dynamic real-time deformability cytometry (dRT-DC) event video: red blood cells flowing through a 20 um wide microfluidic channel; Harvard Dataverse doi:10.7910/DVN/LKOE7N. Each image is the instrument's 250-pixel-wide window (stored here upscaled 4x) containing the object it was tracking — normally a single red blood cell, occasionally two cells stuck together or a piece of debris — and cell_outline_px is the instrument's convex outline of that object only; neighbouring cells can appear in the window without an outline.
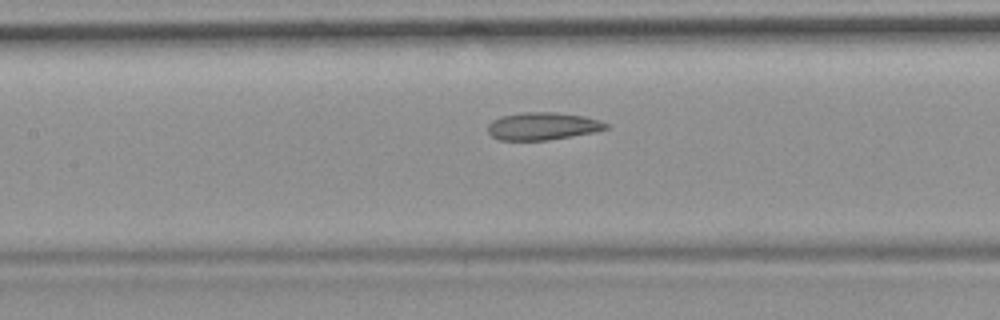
{"species": "common noctule bat (a hibernating species)", "species_latin": "Nyctalus noctula", "temperature_condition": "room temperature", "stored_images_in_passage": 52, "camera_frame_rate_fps": 3000, "um_per_image_px": 0.085, "animal": {"sex": "female", "body_mass_g": 19.9}, "frame": {"image": 1, "passage_image": 23, "time_ms": 7.333, "image_size_px": [1000, 320], "cell_outline_px": [[608, 128], [596, 132], [548, 140], [500, 140], [492, 136], [488, 132], [488, 124], [492, 120], [500, 116], [520, 112], [556, 112], [584, 116], [600, 120], [608, 124]], "centroid_in_image_um": [46.12, 10.71], "position_along_channel_um": 161.3, "area_um2": 19.13}, "authors_computed_cell_mechanics": {"area_um2": 20.4323, "velocity_mm_per_s": 3.6774, "shape_relaxation_time_tau1_ms": null, "shape_relaxation_time_tau2_ms": 2.8882, "deformation_change_tau1": null, "deformation_change_tau2": 0.1146}}